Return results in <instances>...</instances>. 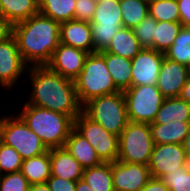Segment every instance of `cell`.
Here are the masks:
<instances>
[{
  "mask_svg": "<svg viewBox=\"0 0 190 191\" xmlns=\"http://www.w3.org/2000/svg\"><path fill=\"white\" fill-rule=\"evenodd\" d=\"M114 191H140L151 178L148 165L112 162Z\"/></svg>",
  "mask_w": 190,
  "mask_h": 191,
  "instance_id": "14",
  "label": "cell"
},
{
  "mask_svg": "<svg viewBox=\"0 0 190 191\" xmlns=\"http://www.w3.org/2000/svg\"><path fill=\"white\" fill-rule=\"evenodd\" d=\"M159 179L170 191H190V164Z\"/></svg>",
  "mask_w": 190,
  "mask_h": 191,
  "instance_id": "33",
  "label": "cell"
},
{
  "mask_svg": "<svg viewBox=\"0 0 190 191\" xmlns=\"http://www.w3.org/2000/svg\"><path fill=\"white\" fill-rule=\"evenodd\" d=\"M178 97L190 104V75L186 81V84L181 89L180 95Z\"/></svg>",
  "mask_w": 190,
  "mask_h": 191,
  "instance_id": "41",
  "label": "cell"
},
{
  "mask_svg": "<svg viewBox=\"0 0 190 191\" xmlns=\"http://www.w3.org/2000/svg\"><path fill=\"white\" fill-rule=\"evenodd\" d=\"M89 53L59 43L47 66L62 77L74 80L82 71Z\"/></svg>",
  "mask_w": 190,
  "mask_h": 191,
  "instance_id": "15",
  "label": "cell"
},
{
  "mask_svg": "<svg viewBox=\"0 0 190 191\" xmlns=\"http://www.w3.org/2000/svg\"><path fill=\"white\" fill-rule=\"evenodd\" d=\"M106 61L113 82L120 91L131 87L132 82V62L131 59L107 53L104 50L99 52Z\"/></svg>",
  "mask_w": 190,
  "mask_h": 191,
  "instance_id": "22",
  "label": "cell"
},
{
  "mask_svg": "<svg viewBox=\"0 0 190 191\" xmlns=\"http://www.w3.org/2000/svg\"><path fill=\"white\" fill-rule=\"evenodd\" d=\"M50 191H75L77 181H71L57 176H50L46 181Z\"/></svg>",
  "mask_w": 190,
  "mask_h": 191,
  "instance_id": "37",
  "label": "cell"
},
{
  "mask_svg": "<svg viewBox=\"0 0 190 191\" xmlns=\"http://www.w3.org/2000/svg\"><path fill=\"white\" fill-rule=\"evenodd\" d=\"M29 191H50L49 186L47 183H38L30 185Z\"/></svg>",
  "mask_w": 190,
  "mask_h": 191,
  "instance_id": "42",
  "label": "cell"
},
{
  "mask_svg": "<svg viewBox=\"0 0 190 191\" xmlns=\"http://www.w3.org/2000/svg\"><path fill=\"white\" fill-rule=\"evenodd\" d=\"M123 27L133 29L148 14L149 5L140 0H119Z\"/></svg>",
  "mask_w": 190,
  "mask_h": 191,
  "instance_id": "29",
  "label": "cell"
},
{
  "mask_svg": "<svg viewBox=\"0 0 190 191\" xmlns=\"http://www.w3.org/2000/svg\"><path fill=\"white\" fill-rule=\"evenodd\" d=\"M51 176H57L71 181L82 179L84 168L64 148L50 149Z\"/></svg>",
  "mask_w": 190,
  "mask_h": 191,
  "instance_id": "18",
  "label": "cell"
},
{
  "mask_svg": "<svg viewBox=\"0 0 190 191\" xmlns=\"http://www.w3.org/2000/svg\"><path fill=\"white\" fill-rule=\"evenodd\" d=\"M60 23L38 13L13 25L23 61L30 66L47 65L60 43Z\"/></svg>",
  "mask_w": 190,
  "mask_h": 191,
  "instance_id": "2",
  "label": "cell"
},
{
  "mask_svg": "<svg viewBox=\"0 0 190 191\" xmlns=\"http://www.w3.org/2000/svg\"><path fill=\"white\" fill-rule=\"evenodd\" d=\"M180 23L184 27H190V0H177Z\"/></svg>",
  "mask_w": 190,
  "mask_h": 191,
  "instance_id": "38",
  "label": "cell"
},
{
  "mask_svg": "<svg viewBox=\"0 0 190 191\" xmlns=\"http://www.w3.org/2000/svg\"><path fill=\"white\" fill-rule=\"evenodd\" d=\"M20 172L30 185L45 183L51 176L50 149L41 155L24 159Z\"/></svg>",
  "mask_w": 190,
  "mask_h": 191,
  "instance_id": "23",
  "label": "cell"
},
{
  "mask_svg": "<svg viewBox=\"0 0 190 191\" xmlns=\"http://www.w3.org/2000/svg\"><path fill=\"white\" fill-rule=\"evenodd\" d=\"M154 144H182L190 130V122L173 121L168 124H149Z\"/></svg>",
  "mask_w": 190,
  "mask_h": 191,
  "instance_id": "20",
  "label": "cell"
},
{
  "mask_svg": "<svg viewBox=\"0 0 190 191\" xmlns=\"http://www.w3.org/2000/svg\"><path fill=\"white\" fill-rule=\"evenodd\" d=\"M188 164L182 144H154L148 168L151 177L160 178Z\"/></svg>",
  "mask_w": 190,
  "mask_h": 191,
  "instance_id": "12",
  "label": "cell"
},
{
  "mask_svg": "<svg viewBox=\"0 0 190 191\" xmlns=\"http://www.w3.org/2000/svg\"><path fill=\"white\" fill-rule=\"evenodd\" d=\"M156 26L157 21L148 14L136 27L132 29L142 48L154 49Z\"/></svg>",
  "mask_w": 190,
  "mask_h": 191,
  "instance_id": "34",
  "label": "cell"
},
{
  "mask_svg": "<svg viewBox=\"0 0 190 191\" xmlns=\"http://www.w3.org/2000/svg\"><path fill=\"white\" fill-rule=\"evenodd\" d=\"M82 111L106 131L117 136L129 122L123 91L93 98L82 106Z\"/></svg>",
  "mask_w": 190,
  "mask_h": 191,
  "instance_id": "5",
  "label": "cell"
},
{
  "mask_svg": "<svg viewBox=\"0 0 190 191\" xmlns=\"http://www.w3.org/2000/svg\"><path fill=\"white\" fill-rule=\"evenodd\" d=\"M140 1L146 3L147 5H150L155 0H140Z\"/></svg>",
  "mask_w": 190,
  "mask_h": 191,
  "instance_id": "45",
  "label": "cell"
},
{
  "mask_svg": "<svg viewBox=\"0 0 190 191\" xmlns=\"http://www.w3.org/2000/svg\"><path fill=\"white\" fill-rule=\"evenodd\" d=\"M60 43L94 53L90 22L75 19L60 23Z\"/></svg>",
  "mask_w": 190,
  "mask_h": 191,
  "instance_id": "17",
  "label": "cell"
},
{
  "mask_svg": "<svg viewBox=\"0 0 190 191\" xmlns=\"http://www.w3.org/2000/svg\"><path fill=\"white\" fill-rule=\"evenodd\" d=\"M64 148L85 168L103 163L92 145L74 128L70 131Z\"/></svg>",
  "mask_w": 190,
  "mask_h": 191,
  "instance_id": "19",
  "label": "cell"
},
{
  "mask_svg": "<svg viewBox=\"0 0 190 191\" xmlns=\"http://www.w3.org/2000/svg\"><path fill=\"white\" fill-rule=\"evenodd\" d=\"M95 0H76L74 19L77 21L91 22L96 9Z\"/></svg>",
  "mask_w": 190,
  "mask_h": 191,
  "instance_id": "36",
  "label": "cell"
},
{
  "mask_svg": "<svg viewBox=\"0 0 190 191\" xmlns=\"http://www.w3.org/2000/svg\"><path fill=\"white\" fill-rule=\"evenodd\" d=\"M75 191H93V190L83 179H79L77 180Z\"/></svg>",
  "mask_w": 190,
  "mask_h": 191,
  "instance_id": "43",
  "label": "cell"
},
{
  "mask_svg": "<svg viewBox=\"0 0 190 191\" xmlns=\"http://www.w3.org/2000/svg\"><path fill=\"white\" fill-rule=\"evenodd\" d=\"M97 3L99 2H104V1H108V0H95Z\"/></svg>",
  "mask_w": 190,
  "mask_h": 191,
  "instance_id": "46",
  "label": "cell"
},
{
  "mask_svg": "<svg viewBox=\"0 0 190 191\" xmlns=\"http://www.w3.org/2000/svg\"><path fill=\"white\" fill-rule=\"evenodd\" d=\"M165 57L190 68V27L182 26Z\"/></svg>",
  "mask_w": 190,
  "mask_h": 191,
  "instance_id": "28",
  "label": "cell"
},
{
  "mask_svg": "<svg viewBox=\"0 0 190 191\" xmlns=\"http://www.w3.org/2000/svg\"><path fill=\"white\" fill-rule=\"evenodd\" d=\"M13 35V25L4 17L0 16V42Z\"/></svg>",
  "mask_w": 190,
  "mask_h": 191,
  "instance_id": "39",
  "label": "cell"
},
{
  "mask_svg": "<svg viewBox=\"0 0 190 191\" xmlns=\"http://www.w3.org/2000/svg\"><path fill=\"white\" fill-rule=\"evenodd\" d=\"M76 0H39V13L59 23L73 20Z\"/></svg>",
  "mask_w": 190,
  "mask_h": 191,
  "instance_id": "27",
  "label": "cell"
},
{
  "mask_svg": "<svg viewBox=\"0 0 190 191\" xmlns=\"http://www.w3.org/2000/svg\"><path fill=\"white\" fill-rule=\"evenodd\" d=\"M74 129L87 139L103 162L117 161L119 136L106 131L83 111L74 119Z\"/></svg>",
  "mask_w": 190,
  "mask_h": 191,
  "instance_id": "10",
  "label": "cell"
},
{
  "mask_svg": "<svg viewBox=\"0 0 190 191\" xmlns=\"http://www.w3.org/2000/svg\"><path fill=\"white\" fill-rule=\"evenodd\" d=\"M117 161L148 165L154 142L149 124L128 122L119 136Z\"/></svg>",
  "mask_w": 190,
  "mask_h": 191,
  "instance_id": "7",
  "label": "cell"
},
{
  "mask_svg": "<svg viewBox=\"0 0 190 191\" xmlns=\"http://www.w3.org/2000/svg\"><path fill=\"white\" fill-rule=\"evenodd\" d=\"M20 110L17 114L48 149L64 147L74 128V120L69 115L30 105L26 101Z\"/></svg>",
  "mask_w": 190,
  "mask_h": 191,
  "instance_id": "3",
  "label": "cell"
},
{
  "mask_svg": "<svg viewBox=\"0 0 190 191\" xmlns=\"http://www.w3.org/2000/svg\"><path fill=\"white\" fill-rule=\"evenodd\" d=\"M73 81L82 106L93 98L120 91L106 67L105 58L99 52L89 53L82 71Z\"/></svg>",
  "mask_w": 190,
  "mask_h": 191,
  "instance_id": "4",
  "label": "cell"
},
{
  "mask_svg": "<svg viewBox=\"0 0 190 191\" xmlns=\"http://www.w3.org/2000/svg\"><path fill=\"white\" fill-rule=\"evenodd\" d=\"M1 16L12 25L39 13V0H0Z\"/></svg>",
  "mask_w": 190,
  "mask_h": 191,
  "instance_id": "21",
  "label": "cell"
},
{
  "mask_svg": "<svg viewBox=\"0 0 190 191\" xmlns=\"http://www.w3.org/2000/svg\"><path fill=\"white\" fill-rule=\"evenodd\" d=\"M140 191H170L159 178L151 177Z\"/></svg>",
  "mask_w": 190,
  "mask_h": 191,
  "instance_id": "40",
  "label": "cell"
},
{
  "mask_svg": "<svg viewBox=\"0 0 190 191\" xmlns=\"http://www.w3.org/2000/svg\"><path fill=\"white\" fill-rule=\"evenodd\" d=\"M123 95L128 120L134 123H153L165 99L157 85L131 86Z\"/></svg>",
  "mask_w": 190,
  "mask_h": 191,
  "instance_id": "8",
  "label": "cell"
},
{
  "mask_svg": "<svg viewBox=\"0 0 190 191\" xmlns=\"http://www.w3.org/2000/svg\"><path fill=\"white\" fill-rule=\"evenodd\" d=\"M31 92L27 104L69 115L73 120L82 112L74 81L52 71L47 65L27 70Z\"/></svg>",
  "mask_w": 190,
  "mask_h": 191,
  "instance_id": "1",
  "label": "cell"
},
{
  "mask_svg": "<svg viewBox=\"0 0 190 191\" xmlns=\"http://www.w3.org/2000/svg\"><path fill=\"white\" fill-rule=\"evenodd\" d=\"M188 163L190 164V130L183 143Z\"/></svg>",
  "mask_w": 190,
  "mask_h": 191,
  "instance_id": "44",
  "label": "cell"
},
{
  "mask_svg": "<svg viewBox=\"0 0 190 191\" xmlns=\"http://www.w3.org/2000/svg\"><path fill=\"white\" fill-rule=\"evenodd\" d=\"M149 14L156 21L180 22L177 0H155L149 5Z\"/></svg>",
  "mask_w": 190,
  "mask_h": 191,
  "instance_id": "31",
  "label": "cell"
},
{
  "mask_svg": "<svg viewBox=\"0 0 190 191\" xmlns=\"http://www.w3.org/2000/svg\"><path fill=\"white\" fill-rule=\"evenodd\" d=\"M28 67L19 53L17 42L13 35L0 42V88L2 90H12L22 77L25 82L24 73L27 74Z\"/></svg>",
  "mask_w": 190,
  "mask_h": 191,
  "instance_id": "11",
  "label": "cell"
},
{
  "mask_svg": "<svg viewBox=\"0 0 190 191\" xmlns=\"http://www.w3.org/2000/svg\"><path fill=\"white\" fill-rule=\"evenodd\" d=\"M190 122V104L179 97L165 98L153 123Z\"/></svg>",
  "mask_w": 190,
  "mask_h": 191,
  "instance_id": "24",
  "label": "cell"
},
{
  "mask_svg": "<svg viewBox=\"0 0 190 191\" xmlns=\"http://www.w3.org/2000/svg\"><path fill=\"white\" fill-rule=\"evenodd\" d=\"M15 113L0 116V141L13 147L23 160L48 151L42 140Z\"/></svg>",
  "mask_w": 190,
  "mask_h": 191,
  "instance_id": "6",
  "label": "cell"
},
{
  "mask_svg": "<svg viewBox=\"0 0 190 191\" xmlns=\"http://www.w3.org/2000/svg\"><path fill=\"white\" fill-rule=\"evenodd\" d=\"M141 50L142 47L135 37L133 30L122 27L104 51L132 60Z\"/></svg>",
  "mask_w": 190,
  "mask_h": 191,
  "instance_id": "25",
  "label": "cell"
},
{
  "mask_svg": "<svg viewBox=\"0 0 190 191\" xmlns=\"http://www.w3.org/2000/svg\"><path fill=\"white\" fill-rule=\"evenodd\" d=\"M23 159L11 146L0 141V173L1 175L15 173L21 170Z\"/></svg>",
  "mask_w": 190,
  "mask_h": 191,
  "instance_id": "32",
  "label": "cell"
},
{
  "mask_svg": "<svg viewBox=\"0 0 190 191\" xmlns=\"http://www.w3.org/2000/svg\"><path fill=\"white\" fill-rule=\"evenodd\" d=\"M82 179L91 187L93 191H114L112 162L85 168Z\"/></svg>",
  "mask_w": 190,
  "mask_h": 191,
  "instance_id": "26",
  "label": "cell"
},
{
  "mask_svg": "<svg viewBox=\"0 0 190 191\" xmlns=\"http://www.w3.org/2000/svg\"><path fill=\"white\" fill-rule=\"evenodd\" d=\"M165 54L152 48L142 50L131 60V86L157 85Z\"/></svg>",
  "mask_w": 190,
  "mask_h": 191,
  "instance_id": "13",
  "label": "cell"
},
{
  "mask_svg": "<svg viewBox=\"0 0 190 191\" xmlns=\"http://www.w3.org/2000/svg\"><path fill=\"white\" fill-rule=\"evenodd\" d=\"M121 13L119 0H108L96 4L90 22L94 52L105 50L119 29L123 27Z\"/></svg>",
  "mask_w": 190,
  "mask_h": 191,
  "instance_id": "9",
  "label": "cell"
},
{
  "mask_svg": "<svg viewBox=\"0 0 190 191\" xmlns=\"http://www.w3.org/2000/svg\"><path fill=\"white\" fill-rule=\"evenodd\" d=\"M190 75V68L164 56L157 88L165 98L178 97Z\"/></svg>",
  "mask_w": 190,
  "mask_h": 191,
  "instance_id": "16",
  "label": "cell"
},
{
  "mask_svg": "<svg viewBox=\"0 0 190 191\" xmlns=\"http://www.w3.org/2000/svg\"><path fill=\"white\" fill-rule=\"evenodd\" d=\"M30 183L19 171L0 176V191H29Z\"/></svg>",
  "mask_w": 190,
  "mask_h": 191,
  "instance_id": "35",
  "label": "cell"
},
{
  "mask_svg": "<svg viewBox=\"0 0 190 191\" xmlns=\"http://www.w3.org/2000/svg\"><path fill=\"white\" fill-rule=\"evenodd\" d=\"M182 24L180 22L157 21L154 35V50L165 53L174 43Z\"/></svg>",
  "mask_w": 190,
  "mask_h": 191,
  "instance_id": "30",
  "label": "cell"
}]
</instances>
